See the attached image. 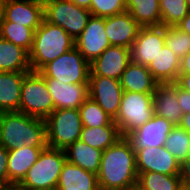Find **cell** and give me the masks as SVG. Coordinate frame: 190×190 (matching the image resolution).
<instances>
[{
    "mask_svg": "<svg viewBox=\"0 0 190 190\" xmlns=\"http://www.w3.org/2000/svg\"><path fill=\"white\" fill-rule=\"evenodd\" d=\"M162 26H176L188 13L186 0H159Z\"/></svg>",
    "mask_w": 190,
    "mask_h": 190,
    "instance_id": "cell-33",
    "label": "cell"
},
{
    "mask_svg": "<svg viewBox=\"0 0 190 190\" xmlns=\"http://www.w3.org/2000/svg\"><path fill=\"white\" fill-rule=\"evenodd\" d=\"M178 103L183 114L190 113V92L178 87Z\"/></svg>",
    "mask_w": 190,
    "mask_h": 190,
    "instance_id": "cell-37",
    "label": "cell"
},
{
    "mask_svg": "<svg viewBox=\"0 0 190 190\" xmlns=\"http://www.w3.org/2000/svg\"><path fill=\"white\" fill-rule=\"evenodd\" d=\"M177 190H190V186L182 183Z\"/></svg>",
    "mask_w": 190,
    "mask_h": 190,
    "instance_id": "cell-46",
    "label": "cell"
},
{
    "mask_svg": "<svg viewBox=\"0 0 190 190\" xmlns=\"http://www.w3.org/2000/svg\"><path fill=\"white\" fill-rule=\"evenodd\" d=\"M165 46V27H141L131 48L132 61L146 67Z\"/></svg>",
    "mask_w": 190,
    "mask_h": 190,
    "instance_id": "cell-14",
    "label": "cell"
},
{
    "mask_svg": "<svg viewBox=\"0 0 190 190\" xmlns=\"http://www.w3.org/2000/svg\"><path fill=\"white\" fill-rule=\"evenodd\" d=\"M82 125L97 128L109 125L113 119L91 98H87L78 108Z\"/></svg>",
    "mask_w": 190,
    "mask_h": 190,
    "instance_id": "cell-32",
    "label": "cell"
},
{
    "mask_svg": "<svg viewBox=\"0 0 190 190\" xmlns=\"http://www.w3.org/2000/svg\"><path fill=\"white\" fill-rule=\"evenodd\" d=\"M137 173L157 172L167 175H180V163L163 147H148L136 152Z\"/></svg>",
    "mask_w": 190,
    "mask_h": 190,
    "instance_id": "cell-16",
    "label": "cell"
},
{
    "mask_svg": "<svg viewBox=\"0 0 190 190\" xmlns=\"http://www.w3.org/2000/svg\"><path fill=\"white\" fill-rule=\"evenodd\" d=\"M34 30L15 22L0 21V37L25 49L28 53L32 48Z\"/></svg>",
    "mask_w": 190,
    "mask_h": 190,
    "instance_id": "cell-29",
    "label": "cell"
},
{
    "mask_svg": "<svg viewBox=\"0 0 190 190\" xmlns=\"http://www.w3.org/2000/svg\"><path fill=\"white\" fill-rule=\"evenodd\" d=\"M44 19L63 28L76 39L87 26L91 17L88 9L77 6L70 0H43Z\"/></svg>",
    "mask_w": 190,
    "mask_h": 190,
    "instance_id": "cell-9",
    "label": "cell"
},
{
    "mask_svg": "<svg viewBox=\"0 0 190 190\" xmlns=\"http://www.w3.org/2000/svg\"><path fill=\"white\" fill-rule=\"evenodd\" d=\"M154 115L153 93L124 91L114 122L121 137H126Z\"/></svg>",
    "mask_w": 190,
    "mask_h": 190,
    "instance_id": "cell-5",
    "label": "cell"
},
{
    "mask_svg": "<svg viewBox=\"0 0 190 190\" xmlns=\"http://www.w3.org/2000/svg\"><path fill=\"white\" fill-rule=\"evenodd\" d=\"M71 2L75 3L77 6L85 8V9H90V5L92 0H70Z\"/></svg>",
    "mask_w": 190,
    "mask_h": 190,
    "instance_id": "cell-43",
    "label": "cell"
},
{
    "mask_svg": "<svg viewBox=\"0 0 190 190\" xmlns=\"http://www.w3.org/2000/svg\"><path fill=\"white\" fill-rule=\"evenodd\" d=\"M173 127L167 119L154 114L150 120L131 132L126 138L135 152L148 147H163Z\"/></svg>",
    "mask_w": 190,
    "mask_h": 190,
    "instance_id": "cell-13",
    "label": "cell"
},
{
    "mask_svg": "<svg viewBox=\"0 0 190 190\" xmlns=\"http://www.w3.org/2000/svg\"><path fill=\"white\" fill-rule=\"evenodd\" d=\"M179 74H190V51L180 60Z\"/></svg>",
    "mask_w": 190,
    "mask_h": 190,
    "instance_id": "cell-40",
    "label": "cell"
},
{
    "mask_svg": "<svg viewBox=\"0 0 190 190\" xmlns=\"http://www.w3.org/2000/svg\"><path fill=\"white\" fill-rule=\"evenodd\" d=\"M126 11L141 27L162 26L159 0H126Z\"/></svg>",
    "mask_w": 190,
    "mask_h": 190,
    "instance_id": "cell-27",
    "label": "cell"
},
{
    "mask_svg": "<svg viewBox=\"0 0 190 190\" xmlns=\"http://www.w3.org/2000/svg\"><path fill=\"white\" fill-rule=\"evenodd\" d=\"M147 68L158 83H175L180 71V59L165 45Z\"/></svg>",
    "mask_w": 190,
    "mask_h": 190,
    "instance_id": "cell-24",
    "label": "cell"
},
{
    "mask_svg": "<svg viewBox=\"0 0 190 190\" xmlns=\"http://www.w3.org/2000/svg\"><path fill=\"white\" fill-rule=\"evenodd\" d=\"M124 91L154 93L158 82L144 65L131 61L119 79Z\"/></svg>",
    "mask_w": 190,
    "mask_h": 190,
    "instance_id": "cell-22",
    "label": "cell"
},
{
    "mask_svg": "<svg viewBox=\"0 0 190 190\" xmlns=\"http://www.w3.org/2000/svg\"><path fill=\"white\" fill-rule=\"evenodd\" d=\"M97 178L99 187L105 188H128L138 181L136 152L126 137L102 152Z\"/></svg>",
    "mask_w": 190,
    "mask_h": 190,
    "instance_id": "cell-1",
    "label": "cell"
},
{
    "mask_svg": "<svg viewBox=\"0 0 190 190\" xmlns=\"http://www.w3.org/2000/svg\"><path fill=\"white\" fill-rule=\"evenodd\" d=\"M131 61V49L110 45L97 59L90 63L89 76H102L119 80Z\"/></svg>",
    "mask_w": 190,
    "mask_h": 190,
    "instance_id": "cell-15",
    "label": "cell"
},
{
    "mask_svg": "<svg viewBox=\"0 0 190 190\" xmlns=\"http://www.w3.org/2000/svg\"><path fill=\"white\" fill-rule=\"evenodd\" d=\"M98 190H130V187H128V188H105V187H99Z\"/></svg>",
    "mask_w": 190,
    "mask_h": 190,
    "instance_id": "cell-45",
    "label": "cell"
},
{
    "mask_svg": "<svg viewBox=\"0 0 190 190\" xmlns=\"http://www.w3.org/2000/svg\"><path fill=\"white\" fill-rule=\"evenodd\" d=\"M28 72H0V113L20 112L21 87Z\"/></svg>",
    "mask_w": 190,
    "mask_h": 190,
    "instance_id": "cell-23",
    "label": "cell"
},
{
    "mask_svg": "<svg viewBox=\"0 0 190 190\" xmlns=\"http://www.w3.org/2000/svg\"><path fill=\"white\" fill-rule=\"evenodd\" d=\"M74 41L81 55L92 63L111 45L105 33V18L91 15L87 26Z\"/></svg>",
    "mask_w": 190,
    "mask_h": 190,
    "instance_id": "cell-12",
    "label": "cell"
},
{
    "mask_svg": "<svg viewBox=\"0 0 190 190\" xmlns=\"http://www.w3.org/2000/svg\"><path fill=\"white\" fill-rule=\"evenodd\" d=\"M55 109H78L89 97L88 84H65L45 78Z\"/></svg>",
    "mask_w": 190,
    "mask_h": 190,
    "instance_id": "cell-19",
    "label": "cell"
},
{
    "mask_svg": "<svg viewBox=\"0 0 190 190\" xmlns=\"http://www.w3.org/2000/svg\"><path fill=\"white\" fill-rule=\"evenodd\" d=\"M102 150L87 145L80 139L65 149L67 161L86 171L98 173Z\"/></svg>",
    "mask_w": 190,
    "mask_h": 190,
    "instance_id": "cell-25",
    "label": "cell"
},
{
    "mask_svg": "<svg viewBox=\"0 0 190 190\" xmlns=\"http://www.w3.org/2000/svg\"><path fill=\"white\" fill-rule=\"evenodd\" d=\"M178 29L190 35V11L189 13L176 25Z\"/></svg>",
    "mask_w": 190,
    "mask_h": 190,
    "instance_id": "cell-41",
    "label": "cell"
},
{
    "mask_svg": "<svg viewBox=\"0 0 190 190\" xmlns=\"http://www.w3.org/2000/svg\"><path fill=\"white\" fill-rule=\"evenodd\" d=\"M165 45L181 60L190 51V35L176 26L165 27Z\"/></svg>",
    "mask_w": 190,
    "mask_h": 190,
    "instance_id": "cell-34",
    "label": "cell"
},
{
    "mask_svg": "<svg viewBox=\"0 0 190 190\" xmlns=\"http://www.w3.org/2000/svg\"><path fill=\"white\" fill-rule=\"evenodd\" d=\"M29 53L0 37V72H30Z\"/></svg>",
    "mask_w": 190,
    "mask_h": 190,
    "instance_id": "cell-26",
    "label": "cell"
},
{
    "mask_svg": "<svg viewBox=\"0 0 190 190\" xmlns=\"http://www.w3.org/2000/svg\"><path fill=\"white\" fill-rule=\"evenodd\" d=\"M130 190H147V189L143 185H141L138 181H136L130 186Z\"/></svg>",
    "mask_w": 190,
    "mask_h": 190,
    "instance_id": "cell-44",
    "label": "cell"
},
{
    "mask_svg": "<svg viewBox=\"0 0 190 190\" xmlns=\"http://www.w3.org/2000/svg\"><path fill=\"white\" fill-rule=\"evenodd\" d=\"M88 91L89 98L115 120L124 92L119 80L102 76H89Z\"/></svg>",
    "mask_w": 190,
    "mask_h": 190,
    "instance_id": "cell-11",
    "label": "cell"
},
{
    "mask_svg": "<svg viewBox=\"0 0 190 190\" xmlns=\"http://www.w3.org/2000/svg\"><path fill=\"white\" fill-rule=\"evenodd\" d=\"M89 11L92 16H114L126 11V0H92Z\"/></svg>",
    "mask_w": 190,
    "mask_h": 190,
    "instance_id": "cell-35",
    "label": "cell"
},
{
    "mask_svg": "<svg viewBox=\"0 0 190 190\" xmlns=\"http://www.w3.org/2000/svg\"><path fill=\"white\" fill-rule=\"evenodd\" d=\"M175 84L182 90L190 92V74H179Z\"/></svg>",
    "mask_w": 190,
    "mask_h": 190,
    "instance_id": "cell-39",
    "label": "cell"
},
{
    "mask_svg": "<svg viewBox=\"0 0 190 190\" xmlns=\"http://www.w3.org/2000/svg\"><path fill=\"white\" fill-rule=\"evenodd\" d=\"M0 19H1V0H0Z\"/></svg>",
    "mask_w": 190,
    "mask_h": 190,
    "instance_id": "cell-48",
    "label": "cell"
},
{
    "mask_svg": "<svg viewBox=\"0 0 190 190\" xmlns=\"http://www.w3.org/2000/svg\"><path fill=\"white\" fill-rule=\"evenodd\" d=\"M140 28L128 11L105 17V33L111 45L131 49Z\"/></svg>",
    "mask_w": 190,
    "mask_h": 190,
    "instance_id": "cell-17",
    "label": "cell"
},
{
    "mask_svg": "<svg viewBox=\"0 0 190 190\" xmlns=\"http://www.w3.org/2000/svg\"><path fill=\"white\" fill-rule=\"evenodd\" d=\"M54 110L45 77L37 71L28 72L21 87L20 112L45 120Z\"/></svg>",
    "mask_w": 190,
    "mask_h": 190,
    "instance_id": "cell-7",
    "label": "cell"
},
{
    "mask_svg": "<svg viewBox=\"0 0 190 190\" xmlns=\"http://www.w3.org/2000/svg\"><path fill=\"white\" fill-rule=\"evenodd\" d=\"M180 178L183 184L190 186V156L180 164Z\"/></svg>",
    "mask_w": 190,
    "mask_h": 190,
    "instance_id": "cell-38",
    "label": "cell"
},
{
    "mask_svg": "<svg viewBox=\"0 0 190 190\" xmlns=\"http://www.w3.org/2000/svg\"><path fill=\"white\" fill-rule=\"evenodd\" d=\"M138 174V182L147 190H177L182 184L180 175H167L157 172H143Z\"/></svg>",
    "mask_w": 190,
    "mask_h": 190,
    "instance_id": "cell-31",
    "label": "cell"
},
{
    "mask_svg": "<svg viewBox=\"0 0 190 190\" xmlns=\"http://www.w3.org/2000/svg\"><path fill=\"white\" fill-rule=\"evenodd\" d=\"M179 126L190 134V113L183 114L181 124Z\"/></svg>",
    "mask_w": 190,
    "mask_h": 190,
    "instance_id": "cell-42",
    "label": "cell"
},
{
    "mask_svg": "<svg viewBox=\"0 0 190 190\" xmlns=\"http://www.w3.org/2000/svg\"><path fill=\"white\" fill-rule=\"evenodd\" d=\"M9 190H19V189H17L16 187H13V188H11Z\"/></svg>",
    "mask_w": 190,
    "mask_h": 190,
    "instance_id": "cell-49",
    "label": "cell"
},
{
    "mask_svg": "<svg viewBox=\"0 0 190 190\" xmlns=\"http://www.w3.org/2000/svg\"><path fill=\"white\" fill-rule=\"evenodd\" d=\"M164 147L181 164L190 156V134L180 126H174L165 141Z\"/></svg>",
    "mask_w": 190,
    "mask_h": 190,
    "instance_id": "cell-30",
    "label": "cell"
},
{
    "mask_svg": "<svg viewBox=\"0 0 190 190\" xmlns=\"http://www.w3.org/2000/svg\"><path fill=\"white\" fill-rule=\"evenodd\" d=\"M47 145L65 150L80 139L82 120L78 109H55L46 119Z\"/></svg>",
    "mask_w": 190,
    "mask_h": 190,
    "instance_id": "cell-6",
    "label": "cell"
},
{
    "mask_svg": "<svg viewBox=\"0 0 190 190\" xmlns=\"http://www.w3.org/2000/svg\"><path fill=\"white\" fill-rule=\"evenodd\" d=\"M0 145L8 151L29 147H47L45 120L19 111L0 113Z\"/></svg>",
    "mask_w": 190,
    "mask_h": 190,
    "instance_id": "cell-2",
    "label": "cell"
},
{
    "mask_svg": "<svg viewBox=\"0 0 190 190\" xmlns=\"http://www.w3.org/2000/svg\"><path fill=\"white\" fill-rule=\"evenodd\" d=\"M75 47L72 38L63 28L43 19L34 32L32 48L29 51L31 71L39 72L47 63Z\"/></svg>",
    "mask_w": 190,
    "mask_h": 190,
    "instance_id": "cell-3",
    "label": "cell"
},
{
    "mask_svg": "<svg viewBox=\"0 0 190 190\" xmlns=\"http://www.w3.org/2000/svg\"><path fill=\"white\" fill-rule=\"evenodd\" d=\"M8 150L0 145V190H8Z\"/></svg>",
    "mask_w": 190,
    "mask_h": 190,
    "instance_id": "cell-36",
    "label": "cell"
},
{
    "mask_svg": "<svg viewBox=\"0 0 190 190\" xmlns=\"http://www.w3.org/2000/svg\"><path fill=\"white\" fill-rule=\"evenodd\" d=\"M121 137L119 129L114 120L107 126L91 128L82 127L80 140L91 147L106 150Z\"/></svg>",
    "mask_w": 190,
    "mask_h": 190,
    "instance_id": "cell-28",
    "label": "cell"
},
{
    "mask_svg": "<svg viewBox=\"0 0 190 190\" xmlns=\"http://www.w3.org/2000/svg\"><path fill=\"white\" fill-rule=\"evenodd\" d=\"M43 19V0H1L0 21L15 22L35 31Z\"/></svg>",
    "mask_w": 190,
    "mask_h": 190,
    "instance_id": "cell-10",
    "label": "cell"
},
{
    "mask_svg": "<svg viewBox=\"0 0 190 190\" xmlns=\"http://www.w3.org/2000/svg\"><path fill=\"white\" fill-rule=\"evenodd\" d=\"M186 4H187V7H188V9L190 11V0H186Z\"/></svg>",
    "mask_w": 190,
    "mask_h": 190,
    "instance_id": "cell-47",
    "label": "cell"
},
{
    "mask_svg": "<svg viewBox=\"0 0 190 190\" xmlns=\"http://www.w3.org/2000/svg\"><path fill=\"white\" fill-rule=\"evenodd\" d=\"M45 78L65 84H88L90 63L76 47L47 63L40 71Z\"/></svg>",
    "mask_w": 190,
    "mask_h": 190,
    "instance_id": "cell-8",
    "label": "cell"
},
{
    "mask_svg": "<svg viewBox=\"0 0 190 190\" xmlns=\"http://www.w3.org/2000/svg\"><path fill=\"white\" fill-rule=\"evenodd\" d=\"M97 174L65 162L60 173L57 190H98Z\"/></svg>",
    "mask_w": 190,
    "mask_h": 190,
    "instance_id": "cell-21",
    "label": "cell"
},
{
    "mask_svg": "<svg viewBox=\"0 0 190 190\" xmlns=\"http://www.w3.org/2000/svg\"><path fill=\"white\" fill-rule=\"evenodd\" d=\"M44 148L23 146L8 151V190L16 187L23 180Z\"/></svg>",
    "mask_w": 190,
    "mask_h": 190,
    "instance_id": "cell-20",
    "label": "cell"
},
{
    "mask_svg": "<svg viewBox=\"0 0 190 190\" xmlns=\"http://www.w3.org/2000/svg\"><path fill=\"white\" fill-rule=\"evenodd\" d=\"M154 114L179 126L183 112L178 103V86L175 83H158L153 93Z\"/></svg>",
    "mask_w": 190,
    "mask_h": 190,
    "instance_id": "cell-18",
    "label": "cell"
},
{
    "mask_svg": "<svg viewBox=\"0 0 190 190\" xmlns=\"http://www.w3.org/2000/svg\"><path fill=\"white\" fill-rule=\"evenodd\" d=\"M67 161L65 150L45 147L26 176L16 186L19 190H55Z\"/></svg>",
    "mask_w": 190,
    "mask_h": 190,
    "instance_id": "cell-4",
    "label": "cell"
}]
</instances>
